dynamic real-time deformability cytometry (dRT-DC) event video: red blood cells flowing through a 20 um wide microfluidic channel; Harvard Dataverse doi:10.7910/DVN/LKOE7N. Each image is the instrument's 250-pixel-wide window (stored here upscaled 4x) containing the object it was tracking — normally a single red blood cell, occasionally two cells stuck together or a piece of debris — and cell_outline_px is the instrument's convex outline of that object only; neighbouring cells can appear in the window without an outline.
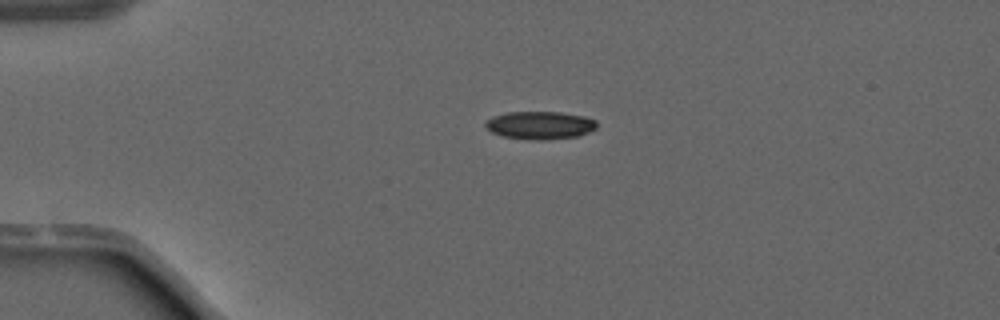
{"species": "common noctule bat (a hibernating species)", "species_latin": "Nyctalus noctula", "temperature_condition": "warm", "stored_images_in_passage": 39, "camera_frame_rate_fps": 3000, "um_per_image_px": 0.085, "animal": {"sex": "male", "forearm_length_mm": 52.5}, "frame": {"image": 1, "passage_image": 1, "time_ms": 0.0, "image_size_px": [1000, 320], "cell_outline_px": [[596, 128], [580, 136], [544, 140], [536, 140], [504, 136], [492, 132], [484, 128], [484, 120], [492, 116], [508, 112], [560, 112], [584, 116], [596, 120]], "centroid_in_image_um": [45.87, 10.64], "position_along_channel_um": 39.1, "area_um2": 18.21}}
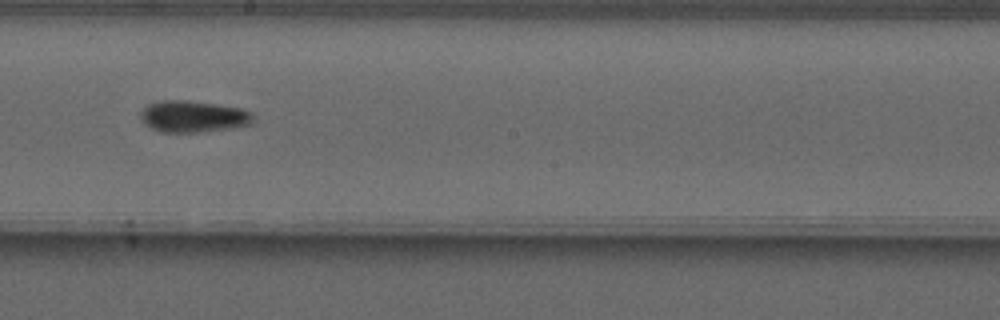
{"frame": {"image": 2, "passage_image": 18, "time_ms": 5.667, "image_size_px": [1000, 320], "cell_outline_px": [[256, 120], [252, 124], [232, 128], [196, 132], [160, 132], [144, 124], [140, 116], [140, 112], [148, 104], [160, 100], [184, 100], [216, 104], [240, 108], [252, 112]], "centroid_in_image_um": [16.44, 9.9], "position_along_channel_um": 231.8, "area_um2": 20.87}}
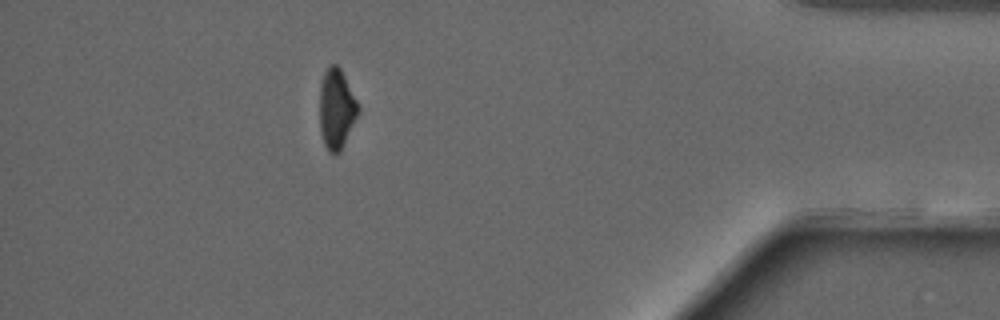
{"frame": {"image": 3, "passage_image": 34, "time_ms": 11.0, "image_size_px": [1000, 320], "cell_outline_px": [[360, 108], [340, 152], [328, 152], [324, 144], [320, 132], [320, 84], [324, 72], [332, 64], [336, 64], [340, 68]], "centroid_in_image_um": [28.58, 9.25], "position_along_channel_um": 406.6, "area_um2": 17.57}, "authors_computed_cell_mechanics": {"area_um2": 19.5364, "velocity_mm_per_s": 4.1009, "shape_relaxation_time_tau1_ms": null, "shape_relaxation_time_tau2_ms": 6.2804, "deformation_change_tau1": null, "deformation_change_tau2": 0.0917}}